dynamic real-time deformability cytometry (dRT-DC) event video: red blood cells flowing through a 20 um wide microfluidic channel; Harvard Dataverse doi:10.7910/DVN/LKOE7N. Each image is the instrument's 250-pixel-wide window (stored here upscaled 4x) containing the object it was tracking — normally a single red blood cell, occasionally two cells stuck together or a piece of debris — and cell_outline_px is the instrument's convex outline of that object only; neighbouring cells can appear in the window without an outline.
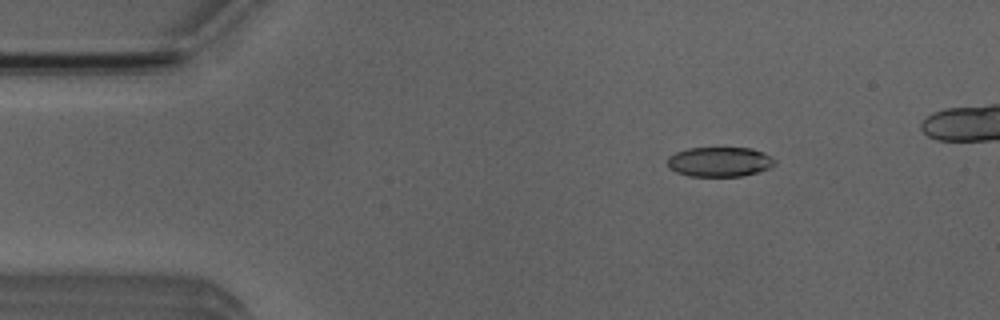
{"species": "Egyptian fruit bat (a non-hibernating species)", "species_latin": "Rousettus aegyptiacus", "temperature_condition": "room temperature", "stored_images_in_passage": 6, "camera_frame_rate_fps": 3000, "um_per_image_px": 0.085, "animal": {"sex": "male"}, "frame": {"image": 1, "passage_image": 3, "time_ms": 2.333, "image_size_px": [1000, 320], "cell_outline_px": [[776, 164], [768, 168], [744, 176], [688, 176], [676, 172], [668, 168], [668, 156], [676, 152], [688, 148], [752, 148], [776, 160]], "centroid_in_image_um": [61.12, 13.76], "position_along_channel_um": 23.9, "area_um2": 18.5}}